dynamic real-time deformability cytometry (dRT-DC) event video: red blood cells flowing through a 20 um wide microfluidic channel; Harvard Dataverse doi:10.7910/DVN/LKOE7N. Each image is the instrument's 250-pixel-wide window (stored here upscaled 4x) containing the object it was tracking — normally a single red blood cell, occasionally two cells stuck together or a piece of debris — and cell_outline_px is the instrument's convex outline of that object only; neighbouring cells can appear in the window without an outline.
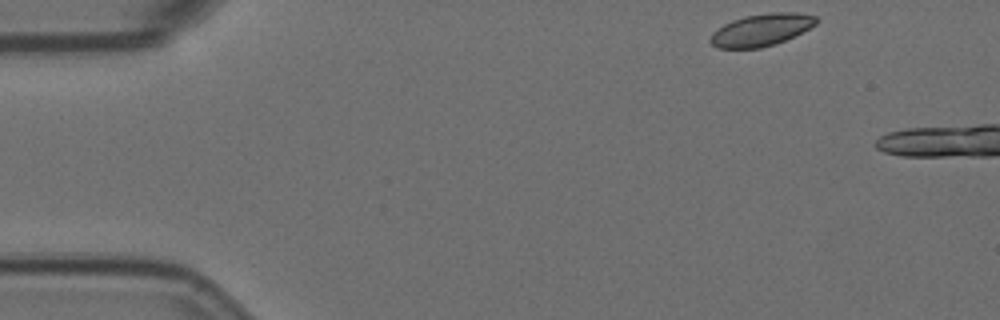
{"species": "Egyptian fruit bat (a non-hibernating species)", "species_latin": "Rousettus aegyptiacus", "temperature_condition": "room temperature", "stored_images_in_passage": 6, "segment_of_instrument_passage": [1, 2], "camera_frame_rate_fps": 3000, "um_per_image_px": 0.085, "animal": {"sex": "female"}, "frame": {"image": 1, "passage_image": 1, "time_ms": 0.0, "image_size_px": [1000, 320], "cell_outline_px": [[816, 24], [776, 44], [760, 48], [716, 48], [708, 40], [712, 32], [724, 24], [732, 20], [744, 16], [772, 12], [796, 12], [816, 16]], "centroid_in_image_um": [64.66, 2.54], "position_along_channel_um": 20.3, "area_um2": 19.71}}
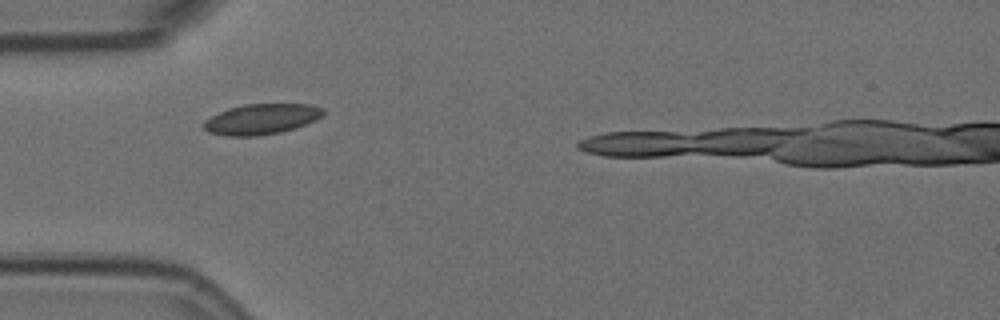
{"frame": {"image": 2, "passage_image": 4, "time_ms": 1.0, "image_size_px": [1000, 320], "cell_outline_px": [[324, 112], [316, 120], [296, 128], [280, 132], [256, 136], [224, 136], [208, 132], [204, 128], [204, 120], [228, 108], [244, 104], [312, 104], [324, 108]], "centroid_in_image_um": [22.23, 10.12], "position_along_channel_um": 62.8, "area_um2": 21.27}}
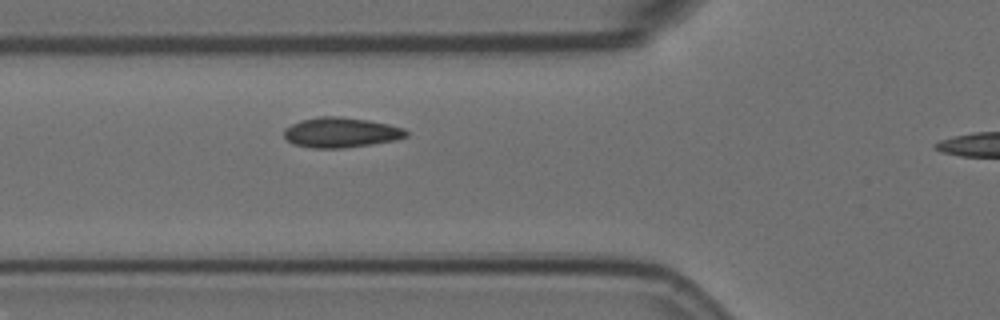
{"frame": {"image": 3, "passage_image": 5, "time_ms": 1.333, "image_size_px": [1000, 320], "cell_outline_px": [[408, 136], [396, 140], [372, 144], [340, 148], [312, 148], [292, 144], [284, 136], [284, 128], [300, 120], [320, 116], [340, 116], [368, 120], [388, 124], [404, 128], [408, 132]], "centroid_in_image_um": [28.97, 11.26], "position_along_channel_um": 96.8, "area_um2": 21.5}}